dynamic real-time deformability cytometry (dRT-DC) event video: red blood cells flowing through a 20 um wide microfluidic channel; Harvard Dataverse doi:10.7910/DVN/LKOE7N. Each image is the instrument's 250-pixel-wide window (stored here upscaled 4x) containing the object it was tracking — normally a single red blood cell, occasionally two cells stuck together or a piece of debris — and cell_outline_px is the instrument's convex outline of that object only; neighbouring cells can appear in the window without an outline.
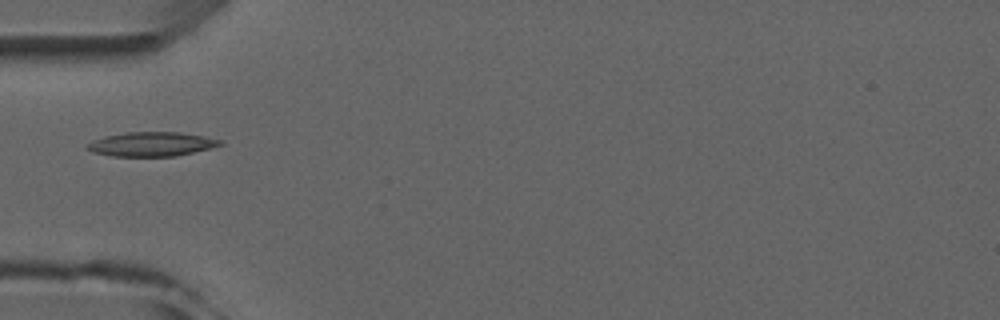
{"species": "common noctule bat (a hibernating species)", "species_latin": "Nyctalus noctula", "temperature_condition": "room temperature", "stored_images_in_passage": 6, "camera_frame_rate_fps": 3000, "um_per_image_px": 0.085, "animal": {"sex": "male", "forearm_length_mm": 52.5}, "frame": {"image": 1, "passage_image": 5, "time_ms": 4.667, "image_size_px": [1000, 320], "cell_outline_px": [[224, 144], [192, 152], [172, 156], [112, 156], [92, 152], [84, 144], [92, 140], [104, 136], [124, 132], [180, 132], [204, 136], [224, 140]], "centroid_in_image_um": [12.84, 12.24], "position_along_channel_um": 72.2, "area_um2": 18.79}}
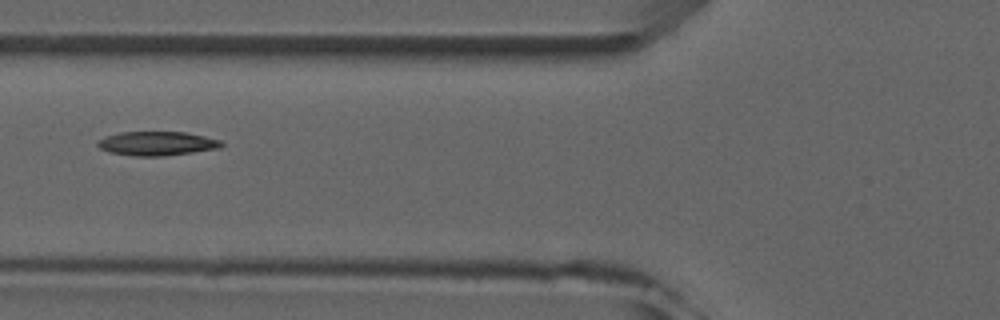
{"frame": {"image": 2, "passage_image": 6, "time_ms": 5.667, "image_size_px": [1000, 320], "cell_outline_px": [[224, 144], [220, 148], [164, 156], [136, 156], [108, 152], [100, 148], [96, 144], [104, 136], [120, 132], [184, 132], [204, 136], [220, 140]], "centroid_in_image_um": [13.33, 12.19], "position_along_channel_um": 112.5, "area_um2": 17.28}}